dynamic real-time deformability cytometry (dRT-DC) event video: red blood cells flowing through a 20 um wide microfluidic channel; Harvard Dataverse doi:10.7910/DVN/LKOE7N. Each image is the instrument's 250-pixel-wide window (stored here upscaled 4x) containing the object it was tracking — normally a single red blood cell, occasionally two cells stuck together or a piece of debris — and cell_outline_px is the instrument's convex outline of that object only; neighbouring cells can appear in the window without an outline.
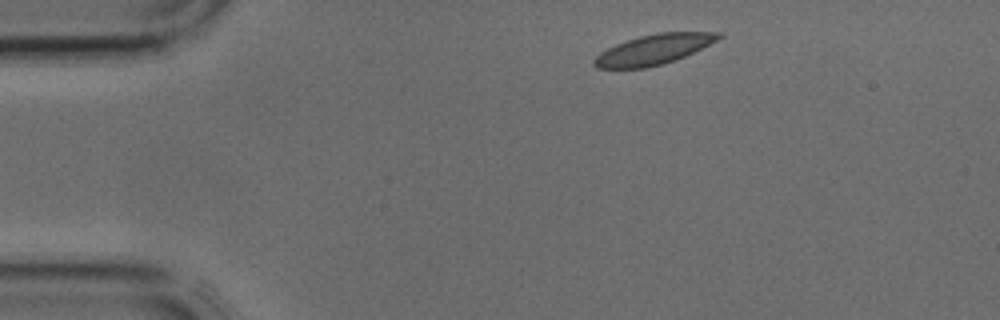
{"species": "common noctule bat (a hibernating species)", "species_latin": "Nyctalus noctula", "temperature_condition": "cold", "stored_images_in_passage": 2, "camera_frame_rate_fps": 3000, "um_per_image_px": 0.085, "animal": {"sex": "male", "body_mass_g": 17.9, "forearm_length_mm": 54.2}, "frame": {"image": 1, "passage_image": 1, "time_ms": 0.0, "image_size_px": [1000, 320], "cell_outline_px": [[724, 36], [684, 56], [648, 68], [596, 68], [592, 64], [592, 60], [600, 52], [616, 44], [640, 36], [656, 32], [724, 32]], "centroid_in_image_um": [55.52, 4.2], "position_along_channel_um": 29.5, "area_um2": 21.5}}